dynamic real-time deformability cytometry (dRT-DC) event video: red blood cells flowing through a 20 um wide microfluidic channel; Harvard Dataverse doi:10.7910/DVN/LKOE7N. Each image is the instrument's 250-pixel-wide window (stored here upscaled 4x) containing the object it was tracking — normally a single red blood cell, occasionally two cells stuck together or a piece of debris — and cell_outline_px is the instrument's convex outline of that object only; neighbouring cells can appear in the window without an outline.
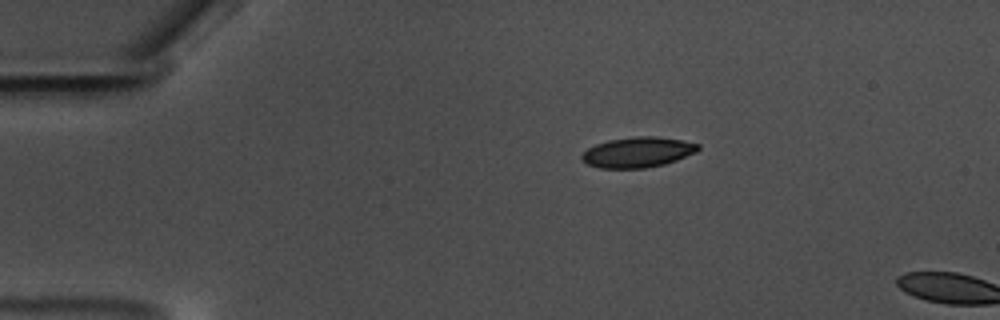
{"species": "common noctule bat (a hibernating species)", "species_latin": "Nyctalus noctula", "temperature_condition": "warm", "stored_images_in_passage": 3, "camera_frame_rate_fps": 3000, "um_per_image_px": 0.085, "animal": {"sex": "male", "body_mass_g": 17.5, "forearm_length_mm": 52.3}, "frame": {"image": 1, "passage_image": 1, "time_ms": 0.0, "image_size_px": [1000, 320], "cell_outline_px": [[700, 148], [696, 152], [676, 160], [664, 164], [644, 168], [600, 168], [588, 164], [580, 160], [580, 156], [588, 148], [596, 144], [608, 140], [636, 136], [656, 136], [680, 140], [700, 144]], "centroid_in_image_um": [54.19, 12.94], "position_along_channel_um": 30.8, "area_um2": 20.52}}